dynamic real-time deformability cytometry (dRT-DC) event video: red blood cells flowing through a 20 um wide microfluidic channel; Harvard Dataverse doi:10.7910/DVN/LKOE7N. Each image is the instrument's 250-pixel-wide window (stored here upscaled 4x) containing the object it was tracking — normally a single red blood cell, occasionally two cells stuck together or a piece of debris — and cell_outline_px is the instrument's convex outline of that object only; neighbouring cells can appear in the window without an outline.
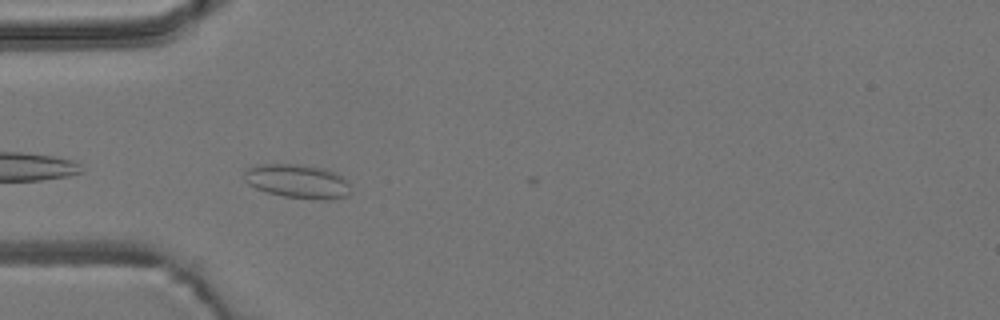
{"species": "common noctule bat (a hibernating species)", "species_latin": "Nyctalus noctula", "temperature_condition": "room temperature", "stored_images_in_passage": 3, "camera_frame_rate_fps": 3000, "um_per_image_px": 0.085, "animal": {"sex": "male", "body_mass_g": 19.2, "forearm_length_mm": 51.8}, "frame": {"image": 1, "passage_image": 2, "time_ms": 0.333, "image_size_px": [1000, 320], "cell_outline_px": [[348, 196], [328, 200], [320, 200], [284, 196], [268, 192], [256, 188], [248, 184], [244, 180], [244, 172], [248, 168], [260, 164], [300, 164], [324, 168], [336, 172], [348, 180]], "centroid_in_image_um": [25.3, 15.4], "position_along_channel_um": 59.7, "area_um2": 21.1}}